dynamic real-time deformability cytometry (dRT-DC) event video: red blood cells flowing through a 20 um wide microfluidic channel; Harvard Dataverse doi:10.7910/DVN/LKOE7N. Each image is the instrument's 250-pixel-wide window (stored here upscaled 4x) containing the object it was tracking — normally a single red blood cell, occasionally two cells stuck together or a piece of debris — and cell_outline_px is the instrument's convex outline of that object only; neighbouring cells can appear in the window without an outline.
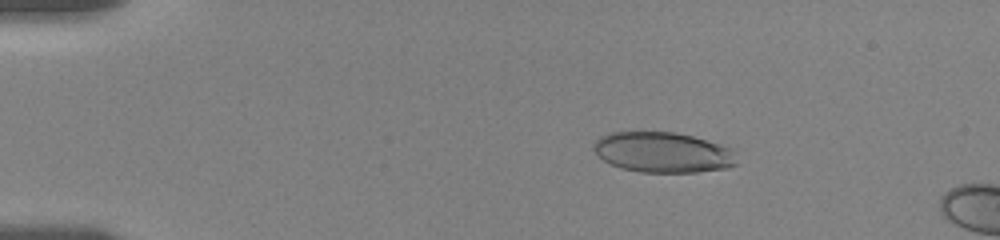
{"species": "human", "species_latin": "Homo sapiens", "temperature_condition": "room temperature", "stored_images_in_passage": 10, "camera_frame_rate_fps": 3000, "um_per_image_px": 0.085, "donor": {"sex": "female"}, "frame": {"image": 1, "passage_image": 6, "time_ms": 2.0, "image_size_px": [1000, 240], "cell_outline_px": [[736, 164], [728, 168], [696, 172], [640, 172], [620, 168], [604, 160], [592, 148], [596, 140], [600, 136], [612, 132], [676, 132], [692, 136], [720, 144], [728, 148]], "centroid_in_image_um": [56.29, 12.95], "position_along_channel_um": 28.7, "area_um2": 33.29}}